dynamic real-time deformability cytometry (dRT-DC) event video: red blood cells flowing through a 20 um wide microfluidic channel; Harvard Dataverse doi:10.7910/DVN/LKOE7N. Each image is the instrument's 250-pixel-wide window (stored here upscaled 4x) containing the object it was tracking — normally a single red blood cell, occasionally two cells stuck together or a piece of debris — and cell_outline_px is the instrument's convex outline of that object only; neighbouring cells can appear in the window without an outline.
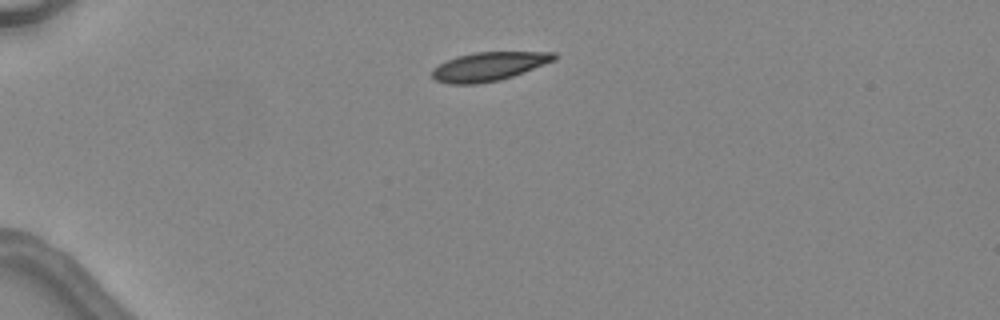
{"species": "common noctule bat (a hibernating species)", "species_latin": "Nyctalus noctula", "temperature_condition": "warm", "stored_images_in_passage": 3, "camera_frame_rate_fps": 3000, "um_per_image_px": 0.085, "animal": {"sex": "female", "body_mass_g": 24.6, "forearm_length_mm": 56.2}, "frame": {"image": 1, "passage_image": 1, "time_ms": 0.0, "image_size_px": [1000, 320], "cell_outline_px": [[560, 56], [556, 60], [524, 72], [500, 80], [476, 84], [448, 84], [436, 80], [432, 76], [432, 68], [456, 56], [476, 52], [556, 52]], "centroid_in_image_um": [41.58, 5.64], "position_along_channel_um": 43.4, "area_um2": 20.52}}